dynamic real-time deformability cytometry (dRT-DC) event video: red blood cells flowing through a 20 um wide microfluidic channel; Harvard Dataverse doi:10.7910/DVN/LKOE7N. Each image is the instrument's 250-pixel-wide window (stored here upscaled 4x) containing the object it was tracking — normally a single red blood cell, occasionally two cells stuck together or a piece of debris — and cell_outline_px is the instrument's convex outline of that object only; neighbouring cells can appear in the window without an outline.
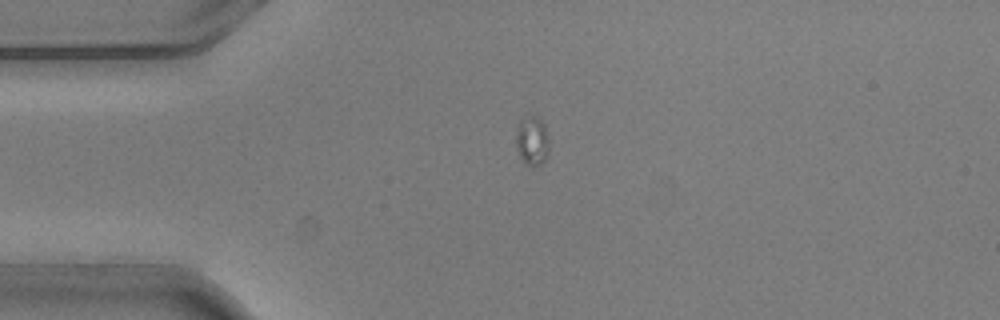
{"species": "common noctule bat (a hibernating species)", "species_latin": "Nyctalus noctula", "temperature_condition": "warm", "stored_images_in_passage": 5, "camera_frame_rate_fps": 3000, "um_per_image_px": 0.085, "animal": {"sex": "male", "body_mass_g": 20.5, "forearm_length_mm": 52.5}, "frame": {"image": 1, "passage_image": 1, "time_ms": 0.0, "image_size_px": [1000, 320], "cell_outline_px": [[548, 156], [540, 164], [532, 168], [524, 164], [516, 148], [516, 124], [520, 120], [532, 112], [540, 116], [544, 124], [548, 140]], "centroid_in_image_um": [45.21, 11.92], "position_along_channel_um": 39.8, "area_um2": 10.0}}